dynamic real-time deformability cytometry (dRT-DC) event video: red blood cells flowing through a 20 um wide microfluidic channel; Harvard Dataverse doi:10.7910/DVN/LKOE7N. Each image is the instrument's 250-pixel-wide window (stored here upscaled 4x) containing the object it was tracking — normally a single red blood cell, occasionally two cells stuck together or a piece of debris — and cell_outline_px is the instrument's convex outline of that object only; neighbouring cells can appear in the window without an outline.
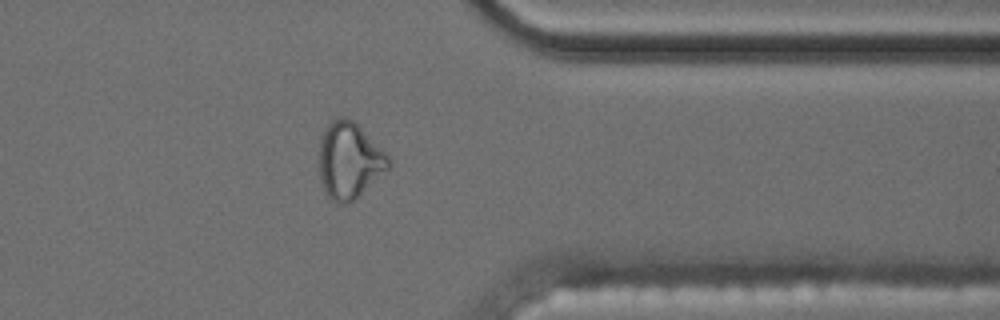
{"species": "common noctule bat (a hibernating species)", "species_latin": "Nyctalus noctula", "temperature_condition": "cold", "stored_images_in_passage": 13, "camera_frame_rate_fps": 3000, "um_per_image_px": 0.085, "animal": {"sex": "male", "body_mass_g": 17.5, "forearm_length_mm": 52.3}, "frame": {"image": 1, "passage_image": 10, "time_ms": 11.667, "image_size_px": [1000, 320], "cell_outline_px": [[392, 164], [388, 168], [348, 204], [336, 204], [324, 192], [320, 180], [320, 136], [324, 128], [332, 120], [340, 116], [344, 116], [352, 120], [392, 160]], "centroid_in_image_um": [29.65, 13.64], "position_along_channel_um": 381.8, "area_um2": 30.35}}